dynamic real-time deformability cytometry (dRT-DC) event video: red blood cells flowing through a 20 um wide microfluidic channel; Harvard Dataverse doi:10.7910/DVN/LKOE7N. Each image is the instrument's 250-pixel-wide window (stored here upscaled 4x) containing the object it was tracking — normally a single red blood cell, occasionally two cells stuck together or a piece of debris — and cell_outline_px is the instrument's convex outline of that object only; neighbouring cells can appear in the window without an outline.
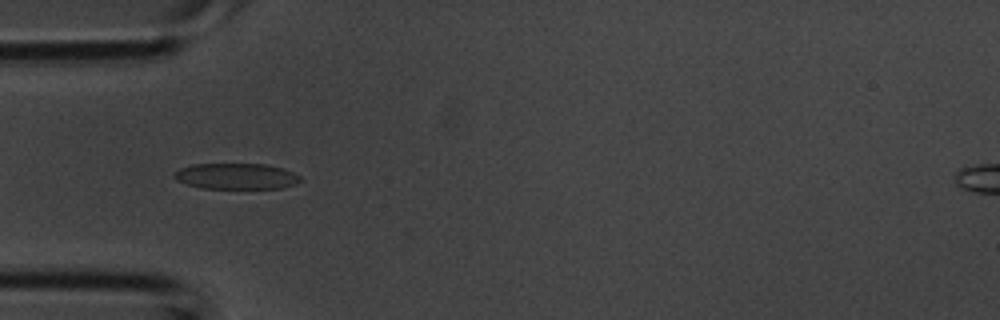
{"species": "common noctule bat (a hibernating species)", "species_latin": "Nyctalus noctula", "temperature_condition": "room temperature", "stored_images_in_passage": 2, "camera_frame_rate_fps": 3000, "um_per_image_px": 0.085, "animal": {"sex": "male", "body_mass_g": 20.1, "forearm_length_mm": 53.5}, "frame": {"image": 1, "passage_image": 2, "time_ms": 0.333, "image_size_px": [1000, 320], "cell_outline_px": [[304, 180], [296, 184], [280, 188], [200, 188], [176, 180], [172, 176], [180, 168], [192, 164], [268, 164], [292, 172], [300, 176]], "centroid_in_image_um": [20.09, 14.98], "position_along_channel_um": 64.9, "area_um2": 19.02}}